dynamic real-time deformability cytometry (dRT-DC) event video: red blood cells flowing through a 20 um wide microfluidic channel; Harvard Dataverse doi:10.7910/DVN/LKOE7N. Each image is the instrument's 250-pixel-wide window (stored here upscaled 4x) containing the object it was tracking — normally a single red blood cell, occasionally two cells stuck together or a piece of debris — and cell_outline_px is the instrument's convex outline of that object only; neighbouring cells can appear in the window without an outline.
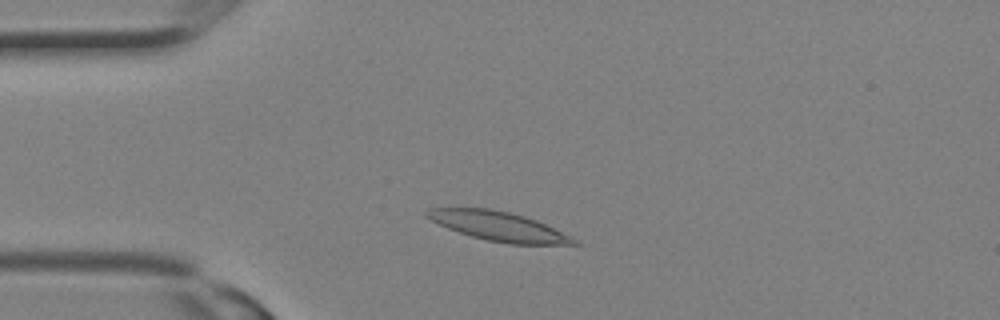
{"species": "Egyptian fruit bat (a non-hibernating species)", "species_latin": "Rousettus aegyptiacus", "temperature_condition": "room temperature", "stored_images_in_passage": 11, "camera_frame_rate_fps": 3000, "um_per_image_px": 0.085, "animal": {"sex": "female"}, "frame": {"image": 1, "passage_image": 2, "time_ms": 0.333, "image_size_px": [1000, 320], "cell_outline_px": [[580, 244], [508, 244], [488, 240], [472, 236], [448, 228], [424, 216], [424, 212], [428, 208], [492, 208], [524, 216], [536, 220], [572, 236]], "centroid_in_image_um": [42.37, 19.22], "position_along_channel_um": 42.6, "area_um2": 24.8}}
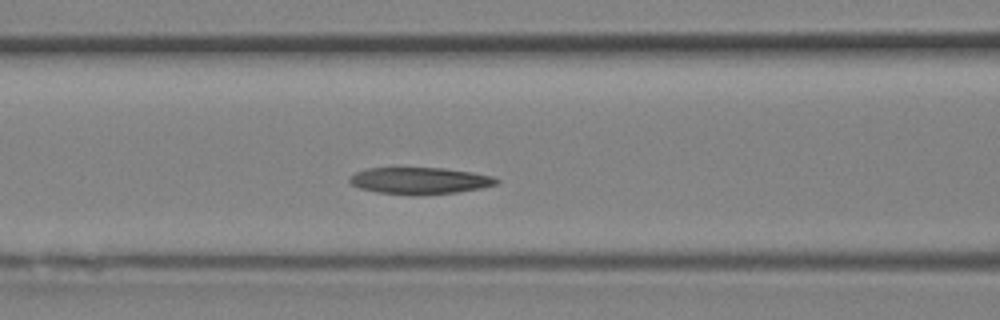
{"frame": {"image": 2, "passage_image": 7, "time_ms": 2.0, "image_size_px": [1000, 320], "cell_outline_px": [[500, 180], [496, 184], [480, 188], [456, 192], [412, 196], [376, 192], [360, 188], [352, 184], [348, 180], [348, 176], [356, 172], [368, 168], [444, 168], [472, 172], [492, 176]], "centroid_in_image_um": [35.64, 15.36], "position_along_channel_um": 131.0, "area_um2": 22.95}}
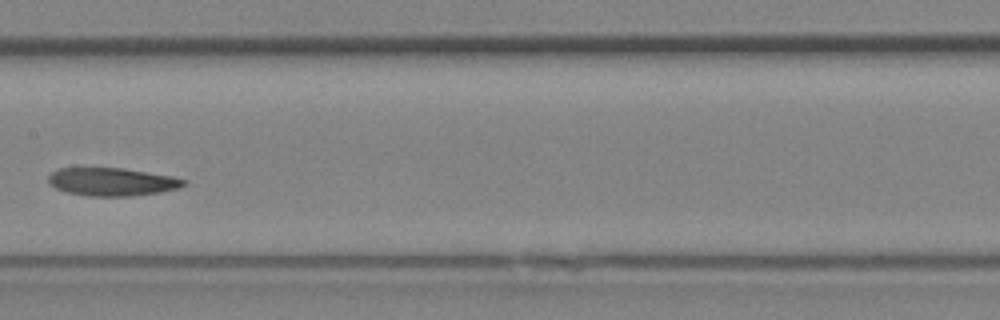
{"frame": {"image": 3, "passage_image": 10, "time_ms": 3.0, "image_size_px": [1000, 320], "cell_outline_px": [[188, 184], [180, 188], [160, 192], [128, 196], [88, 196], [68, 192], [56, 188], [48, 184], [48, 176], [52, 172], [60, 168], [124, 168], [172, 176], [188, 180]], "centroid_in_image_um": [9.55, 15.45], "position_along_channel_um": 197.8, "area_um2": 22.2}}